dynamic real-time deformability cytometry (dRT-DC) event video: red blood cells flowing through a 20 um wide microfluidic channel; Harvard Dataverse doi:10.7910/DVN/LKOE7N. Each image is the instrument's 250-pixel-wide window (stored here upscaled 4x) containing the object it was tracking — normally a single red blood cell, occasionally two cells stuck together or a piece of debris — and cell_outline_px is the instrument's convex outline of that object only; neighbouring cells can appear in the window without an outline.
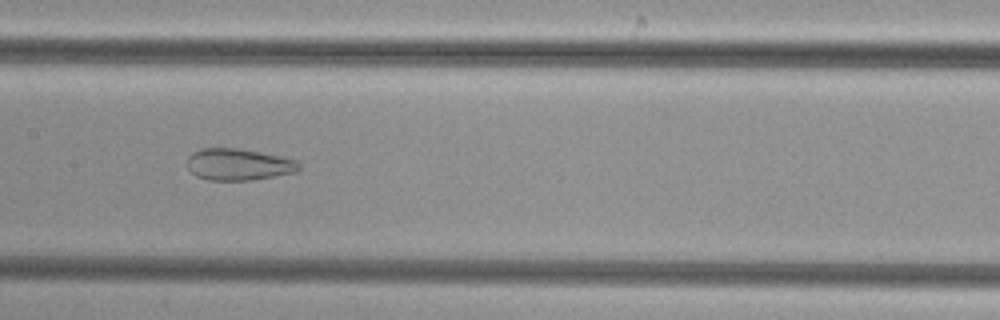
{"species": "common noctule bat (a hibernating species)", "species_latin": "Nyctalus noctula", "temperature_condition": "cold", "stored_images_in_passage": 52, "camera_frame_rate_fps": 3000, "um_per_image_px": 0.085, "animal": {"sex": "female", "body_mass_g": 29.2, "forearm_length_mm": 56.3}, "frame": {"image": 1, "passage_image": 26, "time_ms": 8.333, "image_size_px": [1000, 320], "cell_outline_px": [[300, 168], [296, 172], [252, 180], [208, 180], [196, 176], [188, 168], [188, 156], [192, 152], [200, 148], [240, 148], [280, 156], [296, 160], [300, 164]], "centroid_in_image_um": [20.27, 13.97], "position_along_channel_um": 187.1, "area_um2": 20.69}}
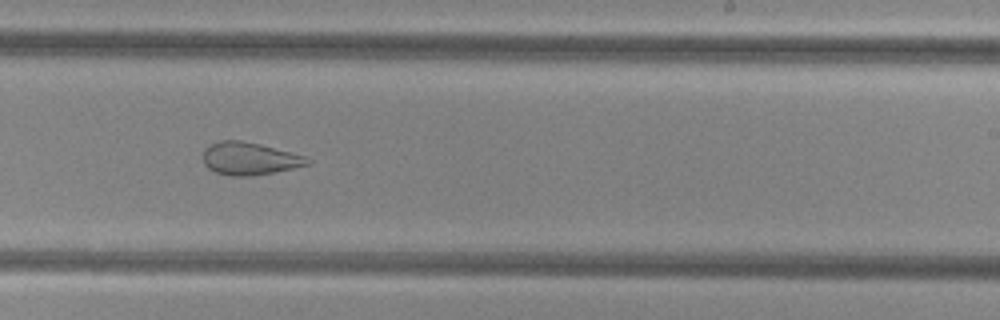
{"frame": {"image": 2, "passage_image": 32, "time_ms": 10.333, "image_size_px": [1000, 320], "cell_outline_px": [[312, 160], [308, 164], [292, 168], [252, 176], [232, 176], [216, 172], [208, 168], [204, 164], [204, 148], [208, 144], [220, 140], [240, 140], [260, 144], [304, 156]], "centroid_in_image_um": [21.16, 13.47], "position_along_channel_um": 267.8, "area_um2": 19.65}}
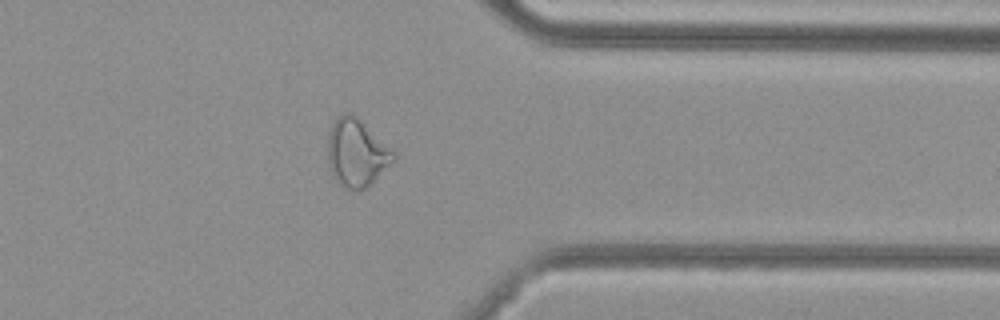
{"frame": {"image": 3, "passage_image": 41, "time_ms": 13.333, "image_size_px": [1000, 320], "cell_outline_px": [[396, 160], [364, 188], [344, 188], [336, 180], [328, 168], [328, 128], [336, 116], [344, 112], [352, 112], [392, 148], [396, 152]], "centroid_in_image_um": [30.29, 12.92], "position_along_channel_um": 381.1, "area_um2": 26.07}}